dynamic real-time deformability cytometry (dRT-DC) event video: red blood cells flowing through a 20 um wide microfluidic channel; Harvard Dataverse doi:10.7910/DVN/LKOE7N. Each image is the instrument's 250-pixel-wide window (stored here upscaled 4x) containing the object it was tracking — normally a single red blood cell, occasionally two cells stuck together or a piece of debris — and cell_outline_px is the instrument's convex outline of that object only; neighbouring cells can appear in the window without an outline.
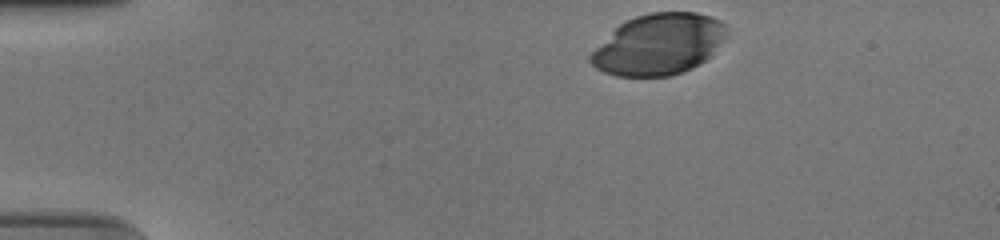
{"species": "human", "species_latin": "Homo sapiens", "temperature_condition": "cold", "stored_images_in_passage": 38, "camera_frame_rate_fps": 3000, "um_per_image_px": 0.085, "donor": {"sex": "male"}, "frame": {"image": 1, "passage_image": 1, "time_ms": 0.0, "image_size_px": [1000, 240], "cell_outline_px": [[724, 40], [700, 64], [684, 72], [672, 76], [616, 76], [604, 72], [596, 68], [588, 60], [588, 56], [620, 24], [636, 16], [652, 12], [696, 12], [712, 16], [720, 20], [724, 24]], "centroid_in_image_um": [55.99, 3.78], "position_along_channel_um": 29.0, "area_um2": 47.92}}
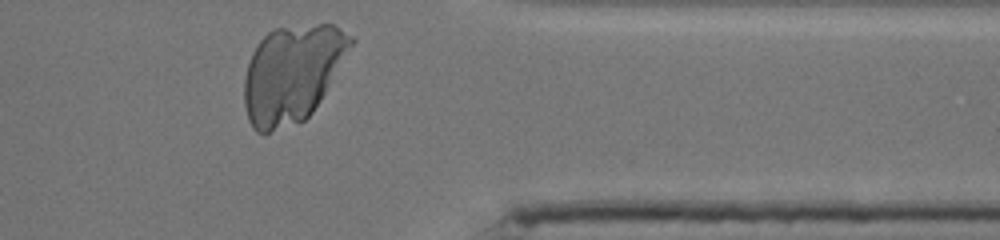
{"frame": {"image": 2, "passage_image": 37, "time_ms": 12.0, "image_size_px": [1000, 240], "cell_outline_px": [[356, 40], [320, 100], [312, 112], [304, 120], [268, 132], [256, 132], [252, 128], [248, 120], [244, 104], [244, 80], [248, 64], [252, 52], [260, 40], [268, 32], [276, 28], [316, 24], [332, 24], [340, 28], [352, 36]], "centroid_in_image_um": [24.83, 6.23], "position_along_channel_um": 386.6, "area_um2": 59.94}}